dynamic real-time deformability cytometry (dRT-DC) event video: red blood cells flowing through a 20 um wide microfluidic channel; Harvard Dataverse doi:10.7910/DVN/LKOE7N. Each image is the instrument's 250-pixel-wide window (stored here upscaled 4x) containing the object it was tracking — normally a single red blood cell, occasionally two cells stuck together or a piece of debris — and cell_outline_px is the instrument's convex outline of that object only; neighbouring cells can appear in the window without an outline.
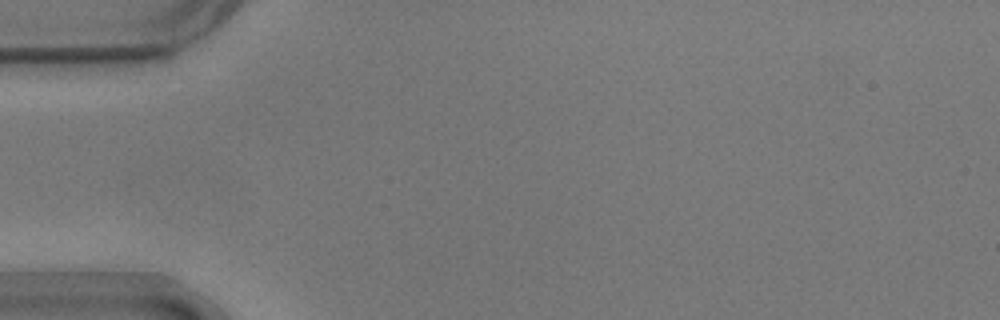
{"species": "common noctule bat (a hibernating species)", "species_latin": "Nyctalus noctula", "temperature_condition": "warm", "stored_images_in_passage": 4, "camera_frame_rate_fps": 3000, "um_per_image_px": 0.085, "animal": {"sex": "male", "body_mass_g": 17.9}, "frame": {"image": 1, "passage_image": 1, "time_ms": 0.0, "image_size_px": [1000, 320], "cell_outline_px": [[264, 252], [240, 304], [220, 288], [216, 284], [216, 276], [236, 208], [240, 208], [260, 240]], "centroid_in_image_um": [20.33, 21.92], "position_along_channel_um": 64.7, "area_um2": 18.79}}